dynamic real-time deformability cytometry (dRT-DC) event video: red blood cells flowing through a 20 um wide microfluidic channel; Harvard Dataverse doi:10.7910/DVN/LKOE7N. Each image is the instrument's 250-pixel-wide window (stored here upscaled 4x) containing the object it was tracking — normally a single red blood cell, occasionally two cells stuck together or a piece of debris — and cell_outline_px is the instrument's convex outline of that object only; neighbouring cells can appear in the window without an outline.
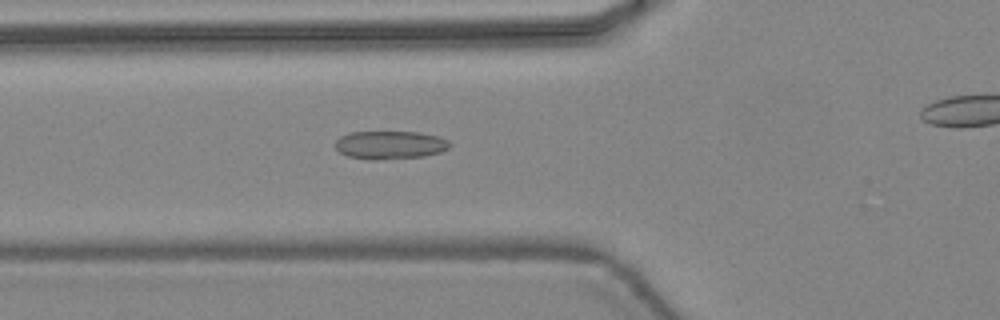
{"species": "common noctule bat (a hibernating species)", "species_latin": "Nyctalus noctula", "temperature_condition": "warm", "stored_images_in_passage": 36, "camera_frame_rate_fps": 3000, "um_per_image_px": 0.085, "animal": {"sex": "female", "body_mass_g": 24.6, "forearm_length_mm": 56.2}, "frame": {"image": 1, "passage_image": 12, "time_ms": 3.667, "image_size_px": [1000, 320], "cell_outline_px": [[452, 144], [448, 148], [440, 152], [424, 156], [376, 160], [372, 160], [348, 156], [340, 152], [336, 148], [336, 140], [340, 136], [348, 132], [420, 132], [440, 136], [448, 140]], "centroid_in_image_um": [33.17, 12.31], "position_along_channel_um": 92.6, "area_um2": 18.9}}
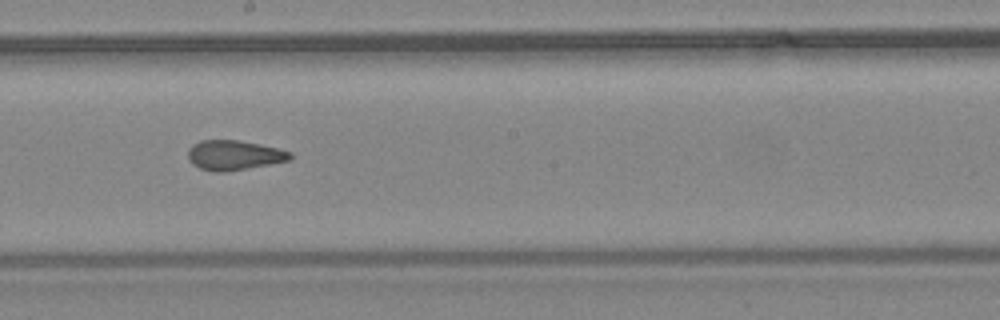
{"frame": {"image": 2, "passage_image": 21, "time_ms": 6.667, "image_size_px": [1000, 320], "cell_outline_px": [[292, 156], [288, 160], [248, 168], [224, 172], [212, 172], [200, 168], [192, 164], [188, 160], [188, 148], [192, 144], [200, 140], [240, 140], [260, 144], [292, 152]], "centroid_in_image_um": [19.83, 13.18], "position_along_channel_um": 228.4, "area_um2": 17.74}}
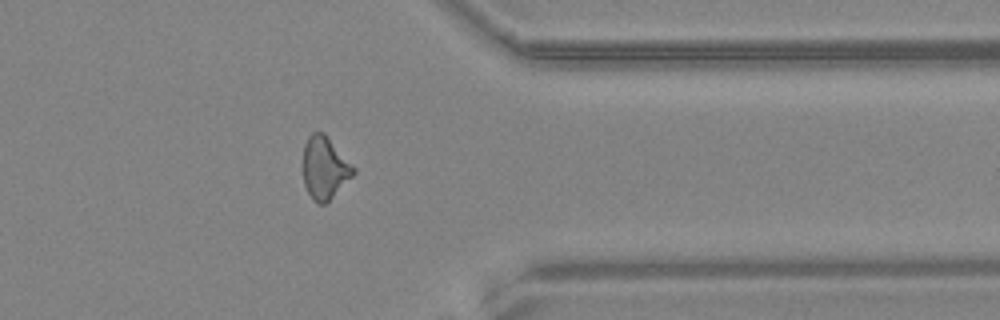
{"frame": {"image": 3, "passage_image": 32, "time_ms": 10.333, "image_size_px": [1000, 320], "cell_outline_px": [[356, 172], [324, 204], [316, 204], [312, 200], [304, 184], [304, 144], [308, 136], [312, 132], [324, 132], [356, 168]], "centroid_in_image_um": [27.6, 14.25], "position_along_channel_um": 383.8, "area_um2": 18.15}, "authors_computed_cell_mechanics": {"area_um2": 18.3804, "velocity_mm_per_s": 4.5, "shape_relaxation_time_tau1_ms": null, "shape_relaxation_time_tau2_ms": 1.6657, "deformation_change_tau1": null, "deformation_change_tau2": 0.0822}}